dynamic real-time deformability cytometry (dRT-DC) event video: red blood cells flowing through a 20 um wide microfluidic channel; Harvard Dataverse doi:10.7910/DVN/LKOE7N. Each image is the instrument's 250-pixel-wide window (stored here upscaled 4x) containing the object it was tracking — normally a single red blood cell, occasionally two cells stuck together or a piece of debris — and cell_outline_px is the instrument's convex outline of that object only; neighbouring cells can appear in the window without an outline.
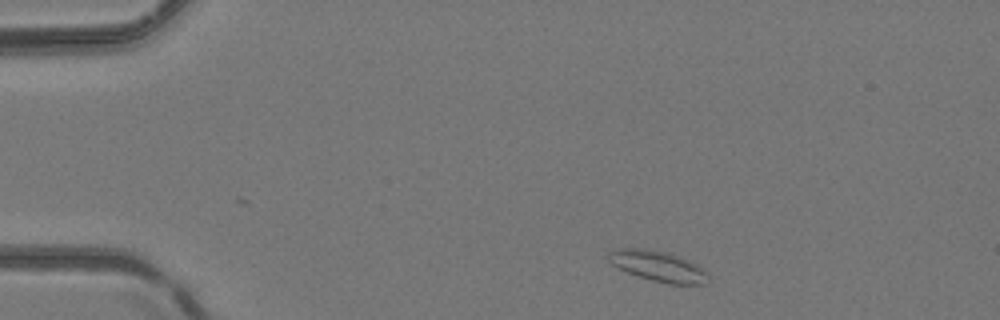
{"species": "common noctule bat (a hibernating species)", "species_latin": "Nyctalus noctula", "temperature_condition": "room temperature", "stored_images_in_passage": 3, "camera_frame_rate_fps": 3000, "um_per_image_px": 0.085, "animal": {"sex": "female", "body_mass_g": 24.6, "forearm_length_mm": 56.2}, "frame": {"image": 1, "passage_image": 1, "time_ms": 0.0, "image_size_px": [1000, 320], "cell_outline_px": [[708, 276], [704, 284], [668, 284], [652, 280], [628, 272], [612, 264], [608, 260], [608, 252], [620, 248], [644, 248], [664, 252], [676, 256], [696, 264], [704, 268], [708, 272]], "centroid_in_image_um": [55.94, 22.62], "position_along_channel_um": 29.1, "area_um2": 17.4}}
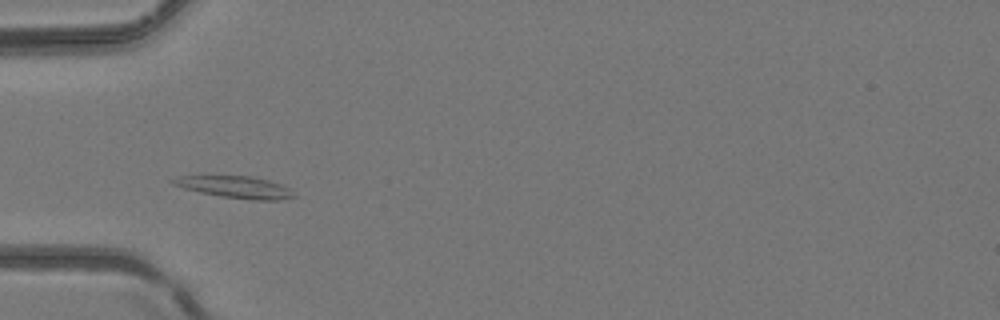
{"frame": {"image": 2, "passage_image": 3, "time_ms": 0.667, "image_size_px": [1000, 320], "cell_outline_px": [[296, 196], [280, 200], [252, 200], [220, 196], [200, 192], [184, 188], [172, 184], [168, 180], [176, 176], [248, 176], [268, 180], [280, 184], [288, 188]], "centroid_in_image_um": [19.96, 15.9], "position_along_channel_um": 65.0, "area_um2": 15.32}}